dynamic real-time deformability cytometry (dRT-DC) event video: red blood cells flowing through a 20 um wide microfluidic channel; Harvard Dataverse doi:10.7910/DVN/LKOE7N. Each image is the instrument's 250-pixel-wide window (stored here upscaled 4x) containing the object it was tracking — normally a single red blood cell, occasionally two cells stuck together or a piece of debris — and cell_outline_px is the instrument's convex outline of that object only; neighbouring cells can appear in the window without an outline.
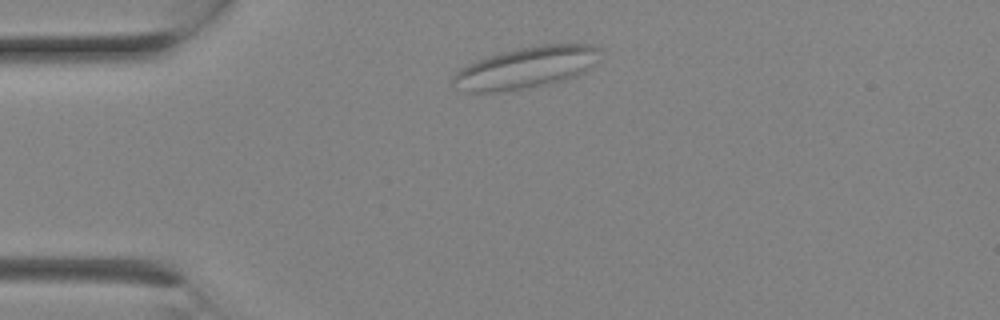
{"species": "Egyptian fruit bat (a non-hibernating species)", "species_latin": "Rousettus aegyptiacus", "temperature_condition": "room temperature", "stored_images_in_passage": 1, "camera_frame_rate_fps": 3000, "um_per_image_px": 0.085, "animal": {"sex": "female"}, "frame": {"image": 1, "passage_image": 1, "time_ms": 0.0, "image_size_px": [1000, 320], "cell_outline_px": [[600, 48], [592, 64], [584, 72], [576, 76], [552, 84], [500, 92], [468, 92], [452, 88], [448, 80], [456, 72], [468, 64], [476, 60], [488, 56], [520, 48], [540, 44], [592, 44]], "centroid_in_image_um": [44.62, 5.78], "position_along_channel_um": 40.4, "area_um2": 35.72}}